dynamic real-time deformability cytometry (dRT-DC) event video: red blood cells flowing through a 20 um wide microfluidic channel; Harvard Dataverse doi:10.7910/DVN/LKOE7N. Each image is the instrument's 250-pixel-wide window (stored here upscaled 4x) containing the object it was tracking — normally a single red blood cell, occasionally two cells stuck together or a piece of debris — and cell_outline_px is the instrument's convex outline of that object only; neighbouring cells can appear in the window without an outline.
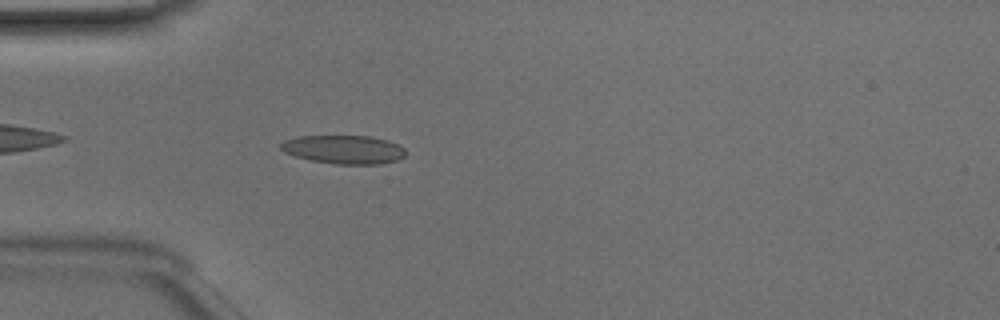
{"species": "Egyptian fruit bat (a non-hibernating species)", "species_latin": "Rousettus aegyptiacus", "temperature_condition": "room temperature", "stored_images_in_passage": 38, "camera_frame_rate_fps": 3000, "um_per_image_px": 0.085, "animal": {"sex": "male"}, "frame": {"image": 1, "passage_image": 3, "time_ms": 0.667, "image_size_px": [1000, 320], "cell_outline_px": [[404, 156], [396, 160], [380, 164], [336, 164], [312, 160], [296, 156], [284, 152], [280, 148], [280, 144], [284, 140], [300, 136], [372, 136], [388, 140], [404, 148]], "centroid_in_image_um": [29.21, 12.7], "position_along_channel_um": 55.8, "area_um2": 20.63}}
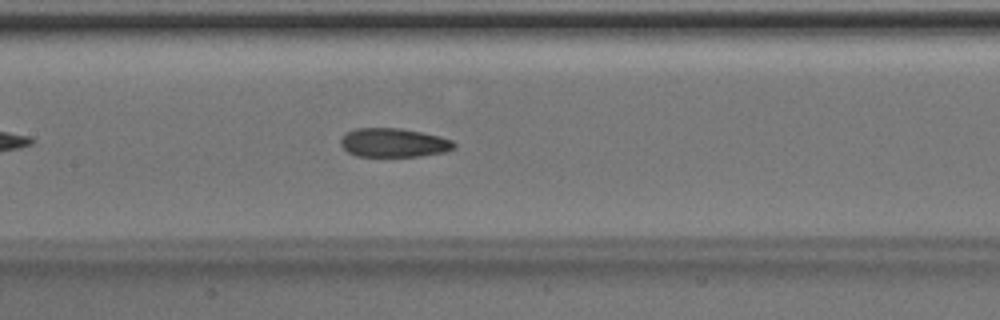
{"frame": {"image": 2, "passage_image": 12, "time_ms": 3.667, "image_size_px": [1000, 320], "cell_outline_px": [[456, 148], [444, 152], [420, 156], [356, 156], [348, 152], [340, 144], [340, 140], [344, 132], [356, 128], [400, 128], [440, 136], [452, 140], [456, 144]], "centroid_in_image_um": [33.45, 12.12], "position_along_channel_um": 174.0, "area_um2": 19.19}}
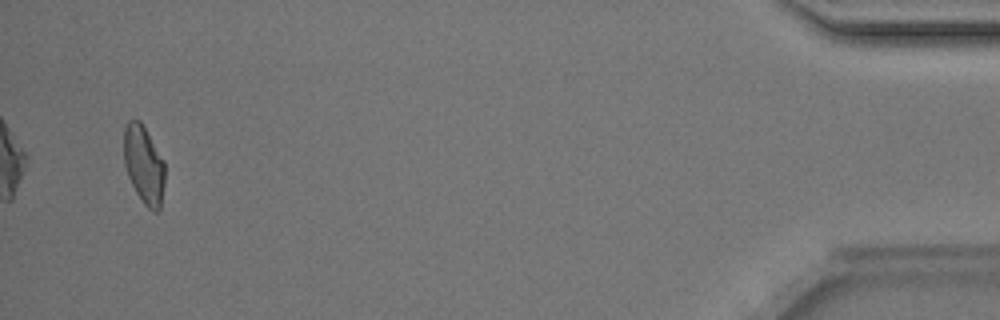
{"frame": {"image": 3, "passage_image": 36, "time_ms": 11.667, "image_size_px": [1000, 320], "cell_outline_px": [[164, 184], [160, 208], [156, 212], [152, 212], [144, 204], [136, 192], [128, 176], [124, 164], [124, 128], [128, 120], [140, 120], [164, 160]], "centroid_in_image_um": [12.22, 14.0], "position_along_channel_um": 423.0, "area_um2": 18.61}, "authors_computed_cell_mechanics": {"area_um2": 19.1607, "velocity_mm_per_s": 4.1306, "shape_relaxation_time_tau1_ms": 7.4179, "shape_relaxation_time_tau2_ms": 2.7061, "deformation_change_tau1": 0.1638, "deformation_change_tau2": 0.0953}}